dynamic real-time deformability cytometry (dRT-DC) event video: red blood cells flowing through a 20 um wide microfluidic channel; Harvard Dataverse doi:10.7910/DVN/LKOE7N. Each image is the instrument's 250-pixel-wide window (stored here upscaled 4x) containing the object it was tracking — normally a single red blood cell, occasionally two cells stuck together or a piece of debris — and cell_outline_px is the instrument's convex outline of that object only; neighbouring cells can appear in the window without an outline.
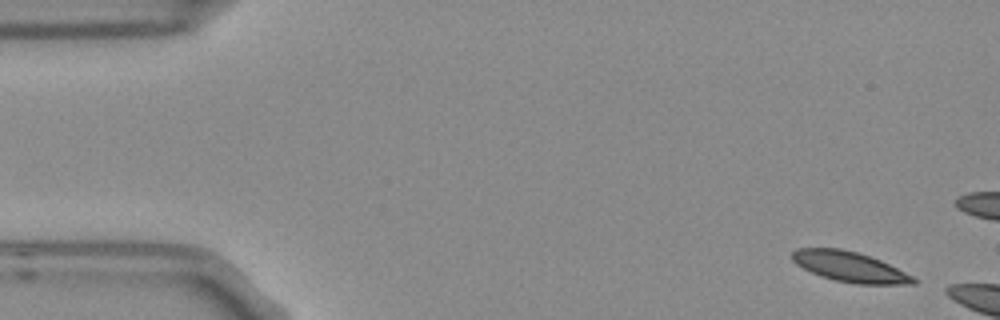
{"species": "Egyptian fruit bat (a non-hibernating species)", "species_latin": "Rousettus aegyptiacus", "temperature_condition": "room temperature", "stored_images_in_passage": 3, "camera_frame_rate_fps": 3000, "um_per_image_px": 0.085, "frame": {"image": 1, "passage_image": 1, "time_ms": 0.0, "image_size_px": [1000, 320], "cell_outline_px": [[916, 284], [856, 284], [836, 280], [820, 276], [796, 264], [792, 260], [792, 252], [796, 248], [840, 248], [856, 252], [880, 260], [912, 276], [916, 280]], "centroid_in_image_um": [72.19, 22.67], "position_along_channel_um": 12.8, "area_um2": 21.04}}